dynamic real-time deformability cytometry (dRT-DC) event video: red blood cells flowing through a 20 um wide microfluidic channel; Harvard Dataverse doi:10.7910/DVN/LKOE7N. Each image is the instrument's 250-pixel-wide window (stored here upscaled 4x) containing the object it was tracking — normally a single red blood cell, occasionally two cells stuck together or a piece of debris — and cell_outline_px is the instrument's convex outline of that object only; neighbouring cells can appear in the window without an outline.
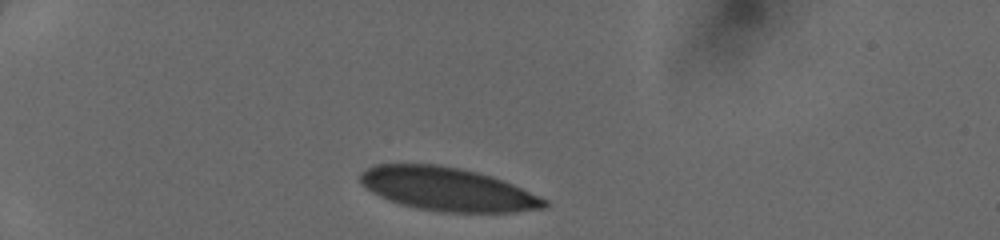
{"species": "human", "species_latin": "Homo sapiens", "temperature_condition": "cold", "stored_images_in_passage": 31, "camera_frame_rate_fps": 3000, "um_per_image_px": 0.085, "donor": {"sex": "female"}, "frame": {"image": 1, "passage_image": 1, "time_ms": 0.0, "image_size_px": [1000, 240], "cell_outline_px": [[548, 204], [544, 208], [516, 212], [440, 212], [416, 208], [400, 204], [388, 200], [372, 192], [360, 180], [360, 176], [368, 168], [376, 164], [440, 164], [460, 168], [492, 176], [504, 180], [548, 200]], "centroid_in_image_um": [38.07, 16.08], "position_along_channel_um": 46.9, "area_um2": 46.41}}
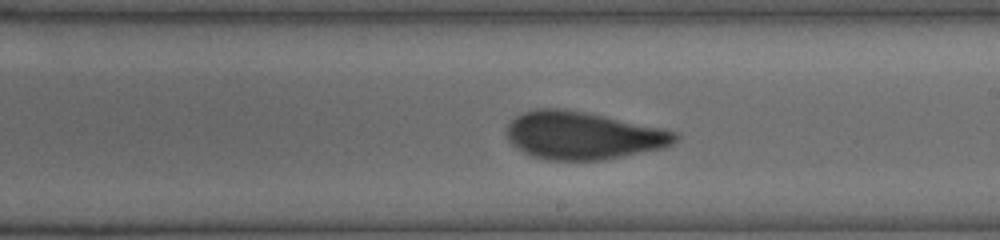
{"frame": {"image": 2, "passage_image": 18, "time_ms": 5.667, "image_size_px": [1000, 240], "cell_outline_px": [[680, 136], [668, 148], [604, 160], [544, 160], [532, 156], [516, 148], [504, 136], [504, 132], [508, 124], [516, 116], [524, 112], [540, 108], [564, 108], [664, 128], [676, 132]], "centroid_in_image_um": [49.56, 11.53], "position_along_channel_um": 239.4, "area_um2": 47.4}}
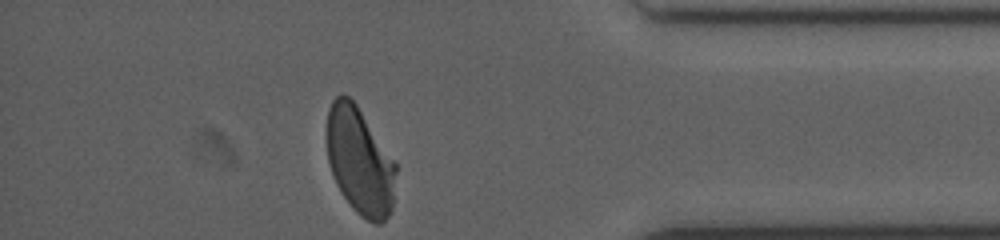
{"frame": {"image": 3, "passage_image": 31, "time_ms": 10.0, "image_size_px": [1000, 240], "cell_outline_px": [[396, 172], [392, 208], [388, 216], [380, 224], [372, 224], [360, 216], [352, 208], [340, 192], [336, 184], [328, 160], [324, 132], [328, 108], [332, 100], [336, 96], [348, 96], [356, 104], [396, 164]], "centroid_in_image_um": [30.54, 13.71], "position_along_channel_um": 404.7, "area_um2": 43.41}}